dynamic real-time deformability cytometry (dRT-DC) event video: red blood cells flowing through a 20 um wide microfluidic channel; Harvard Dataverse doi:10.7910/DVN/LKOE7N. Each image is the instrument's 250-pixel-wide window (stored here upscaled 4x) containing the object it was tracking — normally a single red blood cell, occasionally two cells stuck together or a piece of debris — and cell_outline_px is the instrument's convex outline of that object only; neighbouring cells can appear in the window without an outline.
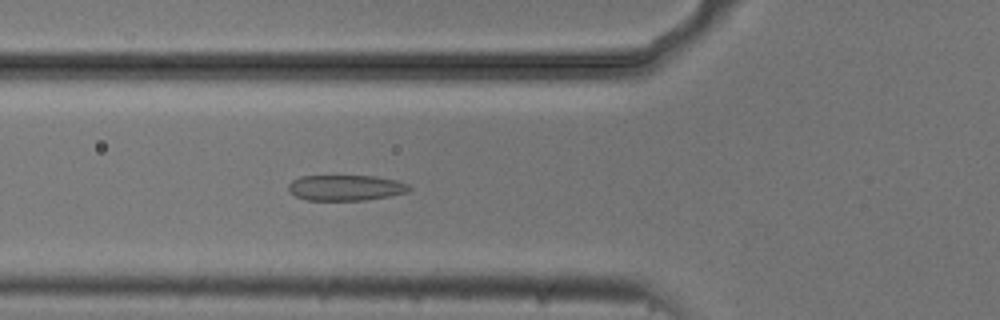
{"species": "common noctule bat (a hibernating species)", "species_latin": "Nyctalus noctula", "temperature_condition": "cold", "stored_images_in_passage": 54, "camera_frame_rate_fps": 3000, "um_per_image_px": 0.085, "animal": {"sex": "male", "body_mass_g": 20.5, "forearm_length_mm": 52.5}, "frame": {"image": 1, "passage_image": 19, "time_ms": 6.0, "image_size_px": [1000, 320], "cell_outline_px": [[412, 188], [408, 192], [388, 196], [364, 200], [304, 200], [288, 192], [288, 184], [292, 180], [300, 176], [376, 176], [396, 180], [408, 184]], "centroid_in_image_um": [29.36, 15.96], "position_along_channel_um": 96.4, "area_um2": 18.15}}
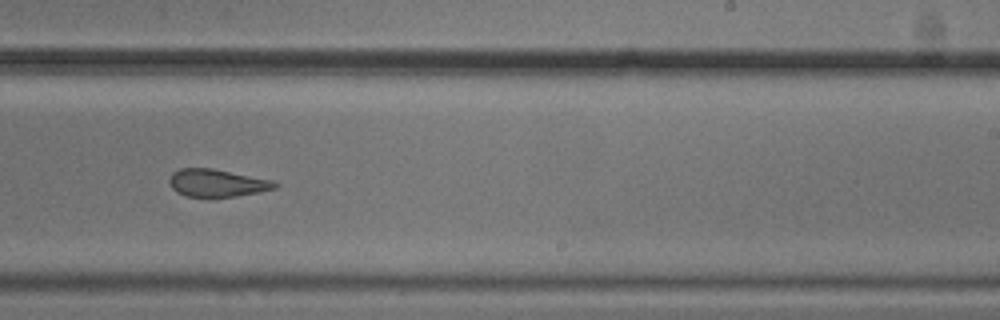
{"frame": {"image": 2, "passage_image": 33, "time_ms": 10.667, "image_size_px": [1000, 320], "cell_outline_px": [[280, 184], [276, 188], [260, 192], [236, 196], [188, 196], [176, 192], [172, 188], [168, 180], [172, 172], [180, 168], [212, 168], [272, 180]], "centroid_in_image_um": [18.44, 15.54], "position_along_channel_um": 270.6, "area_um2": 16.88}}
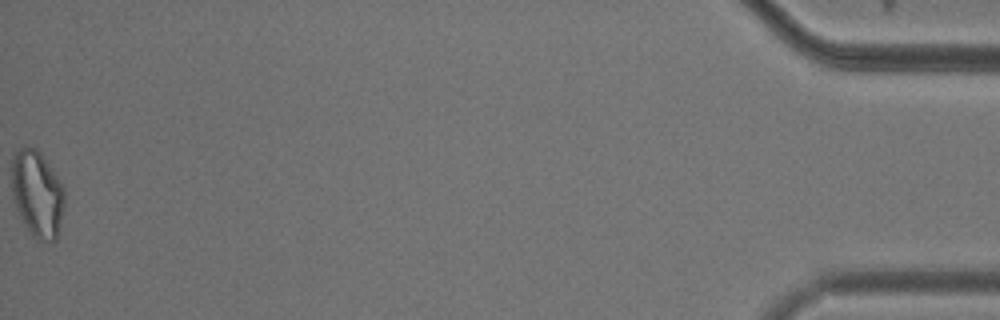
{"frame": {"image": 3, "passage_image": 54, "time_ms": 17.667, "image_size_px": [1000, 320], "cell_outline_px": [[64, 208], [56, 240], [40, 240], [32, 236], [24, 224], [16, 208], [12, 196], [12, 152], [24, 144], [28, 144], [36, 148], [40, 152], [64, 188]], "centroid_in_image_um": [3.13, 16.42], "position_along_channel_um": 432.1, "area_um2": 26.82}, "authors_computed_cell_mechanics": {"area_um2": 20.2878, "velocity_mm_per_s": 3.7199, "shape_relaxation_time_tau1_ms": 4.6331, "shape_relaxation_time_tau2_ms": 2.0382, "deformation_change_tau1": 0.1108, "deformation_change_tau2": 0.0965}}